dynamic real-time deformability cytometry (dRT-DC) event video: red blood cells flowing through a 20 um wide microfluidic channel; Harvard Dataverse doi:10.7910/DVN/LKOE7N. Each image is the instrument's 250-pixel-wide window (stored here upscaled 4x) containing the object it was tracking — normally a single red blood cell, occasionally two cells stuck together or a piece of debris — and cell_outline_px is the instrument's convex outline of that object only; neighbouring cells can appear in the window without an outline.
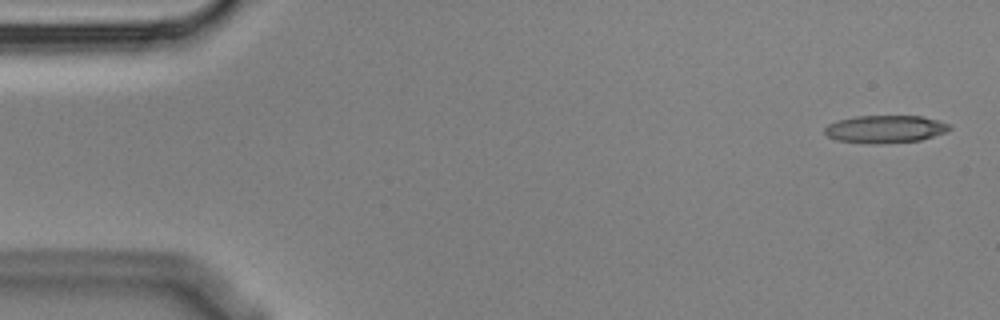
{"species": "Egyptian fruit bat (a non-hibernating species)", "species_latin": "Rousettus aegyptiacus", "temperature_condition": "cold", "stored_images_in_passage": 6, "camera_frame_rate_fps": 3000, "um_per_image_px": 0.085, "animal": {"sex": "male"}, "frame": {"image": 1, "passage_image": 1, "time_ms": 0.0, "image_size_px": [1000, 320], "cell_outline_px": [[952, 128], [944, 132], [920, 140], [876, 144], [868, 144], [836, 140], [828, 136], [824, 132], [824, 128], [828, 124], [840, 120], [856, 116], [920, 116], [952, 124]], "centroid_in_image_um": [75.23, 10.97], "position_along_channel_um": 9.8, "area_um2": 20.0}}
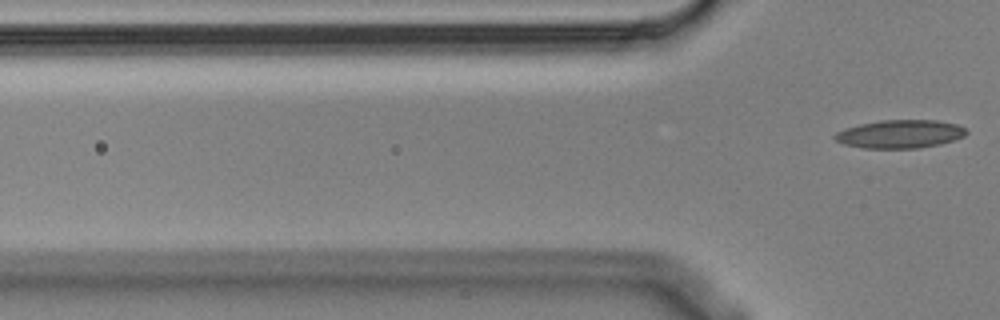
{"frame": {"image": 2, "passage_image": 6, "time_ms": 1.667, "image_size_px": [1000, 320], "cell_outline_px": [[968, 132], [964, 136], [940, 144], [920, 148], [864, 148], [844, 144], [836, 140], [832, 136], [836, 132], [844, 128], [860, 124], [880, 120], [936, 120], [956, 124], [964, 128]], "centroid_in_image_um": [76.48, 11.39], "position_along_channel_um": 49.3, "area_um2": 21.62}}